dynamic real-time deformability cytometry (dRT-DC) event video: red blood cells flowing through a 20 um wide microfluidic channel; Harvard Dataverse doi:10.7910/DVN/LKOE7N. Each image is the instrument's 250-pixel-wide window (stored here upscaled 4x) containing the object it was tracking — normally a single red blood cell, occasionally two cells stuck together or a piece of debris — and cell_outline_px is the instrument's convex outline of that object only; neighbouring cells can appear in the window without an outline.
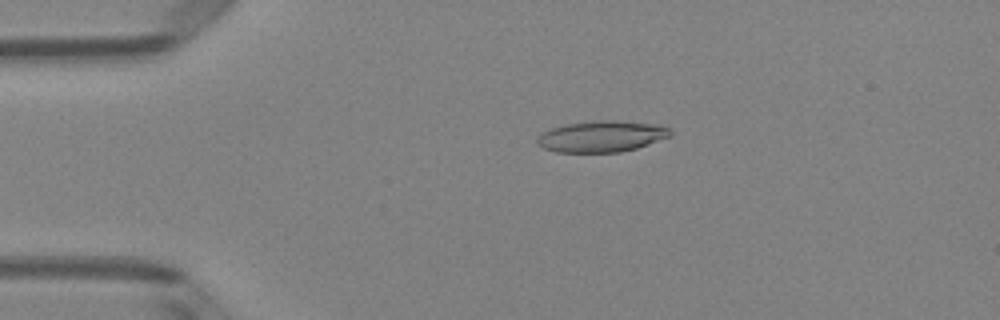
{"species": "Egyptian fruit bat (a non-hibernating species)", "species_latin": "Rousettus aegyptiacus", "temperature_condition": "room temperature", "stored_images_in_passage": 50, "camera_frame_rate_fps": 3000, "um_per_image_px": 0.085, "animal": {"sex": "female"}, "frame": {"image": 1, "passage_image": 11, "time_ms": 3.333, "image_size_px": [1000, 320], "cell_outline_px": [[672, 136], [636, 148], [620, 152], [556, 152], [544, 148], [536, 144], [536, 140], [548, 128], [564, 124], [596, 120], [616, 120], [660, 124], [672, 128]], "centroid_in_image_um": [51.17, 11.58], "position_along_channel_um": 33.8, "area_um2": 24.57}}
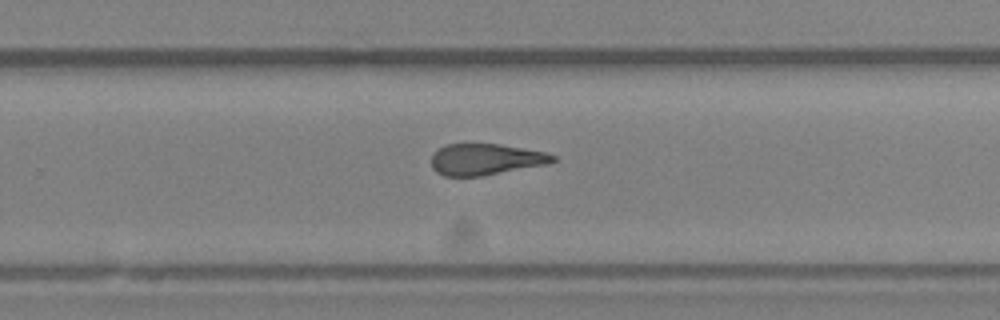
{"frame": {"image": 2, "passage_image": 33, "time_ms": 10.667, "image_size_px": [1000, 320], "cell_outline_px": [[556, 160], [548, 164], [480, 176], [444, 176], [436, 172], [432, 168], [432, 156], [440, 148], [448, 144], [500, 144], [544, 152], [556, 156]], "centroid_in_image_um": [41.28, 13.55], "position_along_channel_um": 288.5, "area_um2": 21.91}}
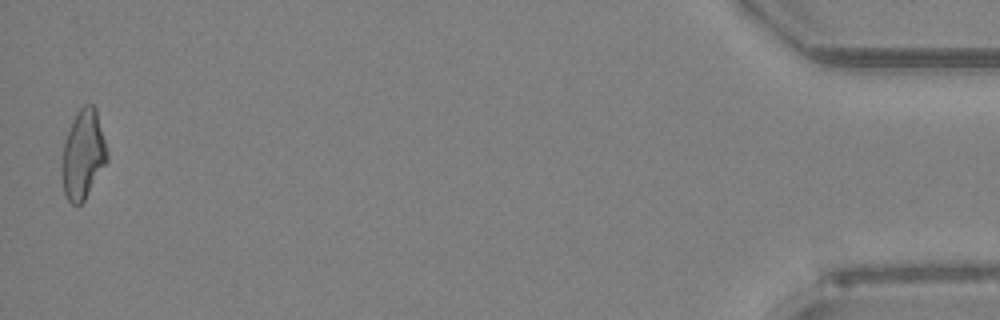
{"frame": {"image": 3, "passage_image": 50, "time_ms": 16.333, "image_size_px": [1000, 320], "cell_outline_px": [[108, 160], [84, 200], [80, 204], [72, 204], [68, 200], [64, 192], [60, 168], [60, 164], [64, 144], [72, 120], [76, 112], [84, 104], [92, 104], [96, 108], [108, 152]], "centroid_in_image_um": [7.05, 13.12], "position_along_channel_um": 428.1, "area_um2": 23.52}, "authors_computed_cell_mechanics": {"area_um2": 23.7558, "velocity_mm_per_s": 4.059, "shape_relaxation_time_tau1_ms": 10.283, "shape_relaxation_time_tau2_ms": 2.6002, "deformation_change_tau1": 0.2344, "deformation_change_tau2": 0.1275}}